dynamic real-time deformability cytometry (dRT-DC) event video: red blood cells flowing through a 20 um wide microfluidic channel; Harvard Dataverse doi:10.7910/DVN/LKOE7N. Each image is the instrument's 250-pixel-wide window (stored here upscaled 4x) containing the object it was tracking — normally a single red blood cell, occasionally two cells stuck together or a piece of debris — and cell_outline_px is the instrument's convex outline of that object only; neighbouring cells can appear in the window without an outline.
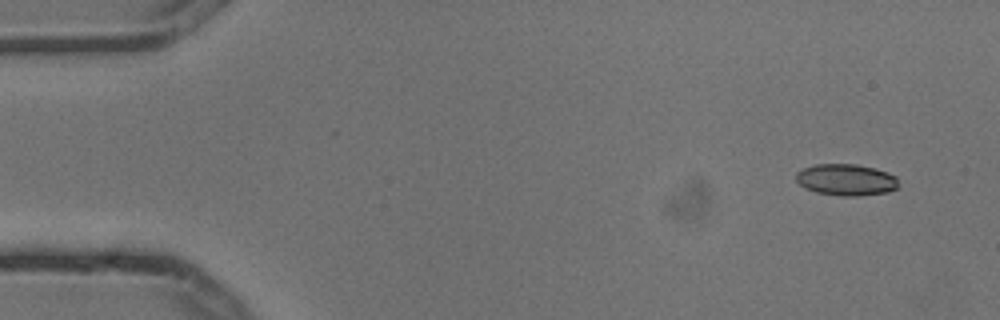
{"species": "common noctule bat (a hibernating species)", "species_latin": "Nyctalus noctula", "temperature_condition": "cold", "stored_images_in_passage": 4, "camera_frame_rate_fps": 3000, "um_per_image_px": 0.085, "animal": {"sex": "male", "body_mass_g": 13.3}, "frame": {"image": 1, "passage_image": 1, "time_ms": 0.0, "image_size_px": [1000, 320], "cell_outline_px": [[896, 188], [888, 192], [860, 196], [840, 196], [816, 192], [804, 188], [796, 180], [796, 172], [804, 168], [816, 164], [856, 164], [876, 168], [888, 172], [896, 176]], "centroid_in_image_um": [71.91, 15.28], "position_along_channel_um": 13.1, "area_um2": 18.9}}
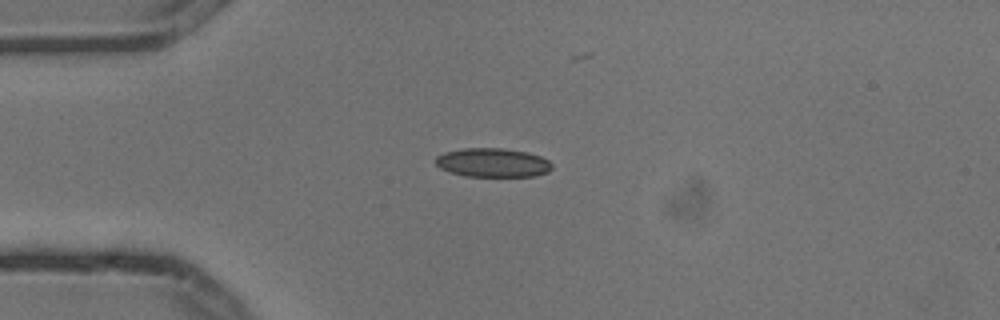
{"frame": {"image": 2, "passage_image": 4, "time_ms": 1.0, "image_size_px": [1000, 320], "cell_outline_px": [[552, 168], [548, 172], [536, 176], [464, 176], [448, 172], [440, 168], [436, 164], [436, 156], [444, 152], [464, 148], [500, 148], [528, 152], [540, 156], [548, 160], [552, 164]], "centroid_in_image_um": [41.87, 13.83], "position_along_channel_um": 43.1, "area_um2": 19.71}}